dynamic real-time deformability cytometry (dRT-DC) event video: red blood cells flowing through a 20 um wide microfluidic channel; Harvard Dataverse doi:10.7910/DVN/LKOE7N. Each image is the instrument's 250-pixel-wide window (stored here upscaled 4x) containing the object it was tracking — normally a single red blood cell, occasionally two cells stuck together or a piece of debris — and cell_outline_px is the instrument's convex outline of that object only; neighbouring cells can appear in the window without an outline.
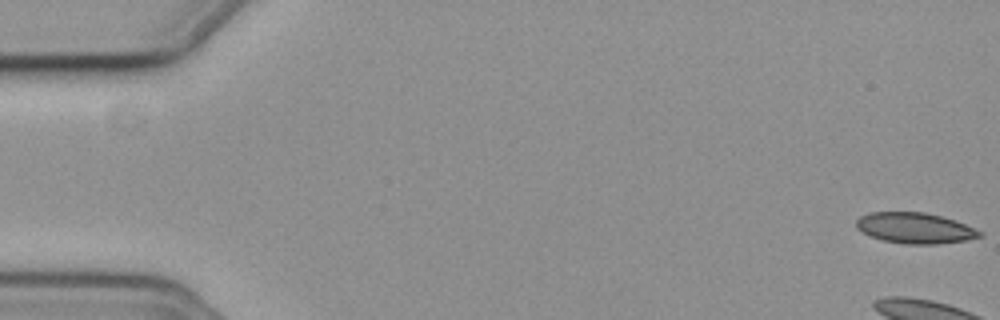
{"species": "common noctule bat (a hibernating species)", "species_latin": "Nyctalus noctula", "temperature_condition": "cold", "stored_images_in_passage": 14, "camera_frame_rate_fps": 3000, "um_per_image_px": 0.085, "animal": {"sex": "female", "body_mass_g": 19.3, "forearm_length_mm": 54.1}, "frame": {"image": 1, "passage_image": 1, "time_ms": 0.0, "image_size_px": [1000, 320], "cell_outline_px": [[984, 236], [964, 240], [936, 244], [904, 244], [884, 240], [872, 236], [856, 228], [856, 220], [860, 216], [872, 212], [924, 212], [956, 220], [984, 232]], "centroid_in_image_um": [77.8, 19.38], "position_along_channel_um": 7.2, "area_um2": 22.02}}